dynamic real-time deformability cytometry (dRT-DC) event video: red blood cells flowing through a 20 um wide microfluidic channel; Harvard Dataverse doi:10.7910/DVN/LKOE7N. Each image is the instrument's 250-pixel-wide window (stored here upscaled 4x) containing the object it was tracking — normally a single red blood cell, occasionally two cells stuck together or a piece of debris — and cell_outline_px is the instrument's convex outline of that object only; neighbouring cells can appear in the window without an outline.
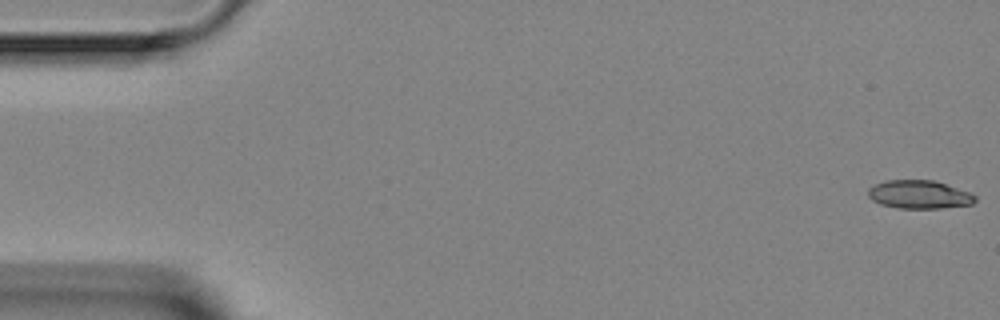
{"species": "Egyptian fruit bat (a non-hibernating species)", "species_latin": "Rousettus aegyptiacus", "temperature_condition": "room temperature", "stored_images_in_passage": 5, "camera_frame_rate_fps": 3000, "um_per_image_px": 0.085, "animal": {"sex": "female"}, "frame": {"image": 1, "passage_image": 1, "time_ms": 0.0, "image_size_px": [1000, 320], "cell_outline_px": [[976, 200], [972, 204], [940, 208], [896, 208], [880, 204], [872, 200], [868, 196], [868, 188], [884, 180], [932, 180], [972, 192], [976, 196]], "centroid_in_image_um": [78.13, 16.53], "position_along_channel_um": 6.9, "area_um2": 17.74}}
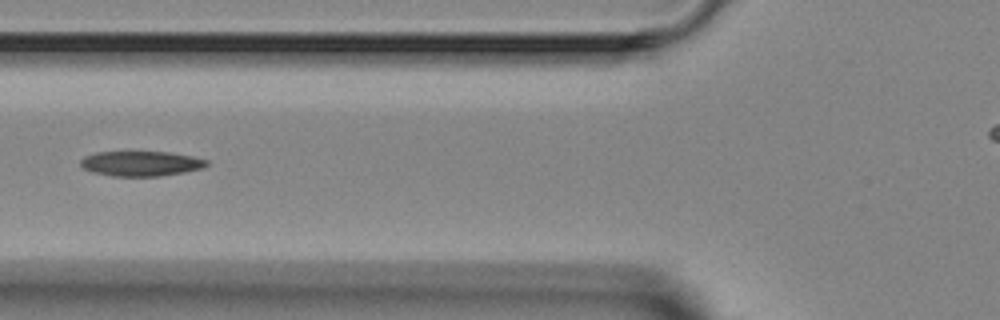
{"frame": {"image": 2, "passage_image": 5, "time_ms": 6.0, "image_size_px": [1000, 320], "cell_outline_px": [[208, 164], [204, 168], [184, 172], [160, 176], [112, 176], [92, 172], [84, 168], [80, 164], [80, 160], [84, 156], [96, 152], [168, 152], [192, 156], [208, 160]], "centroid_in_image_um": [11.98, 13.9], "position_along_channel_um": 113.8, "area_um2": 18.38}}